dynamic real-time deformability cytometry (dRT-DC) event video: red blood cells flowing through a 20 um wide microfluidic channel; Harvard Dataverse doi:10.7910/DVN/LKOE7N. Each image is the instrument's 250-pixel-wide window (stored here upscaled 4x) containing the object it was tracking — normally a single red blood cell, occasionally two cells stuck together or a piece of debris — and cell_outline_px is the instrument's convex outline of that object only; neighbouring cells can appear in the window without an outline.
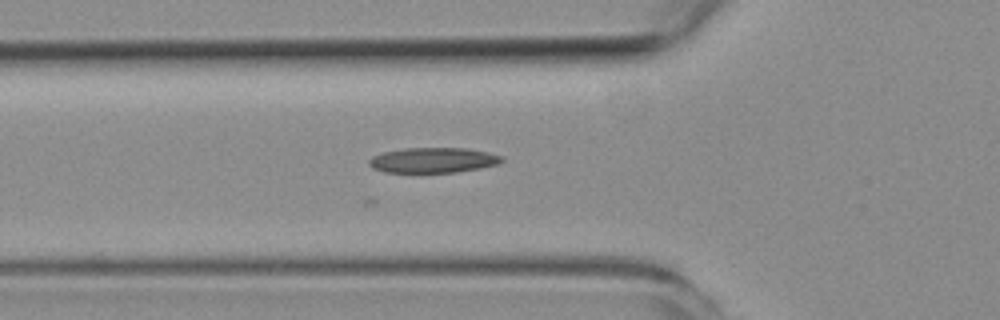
{"species": "common noctule bat (a hibernating species)", "species_latin": "Nyctalus noctula", "temperature_condition": "room temperature", "stored_images_in_passage": 2, "camera_frame_rate_fps": 3000, "um_per_image_px": 0.085, "animal": {"sex": "female", "body_mass_g": 19.3, "forearm_length_mm": 54.1}, "frame": {"image": 1, "passage_image": 2, "time_ms": 1.0, "image_size_px": [1000, 320], "cell_outline_px": [[504, 160], [496, 164], [480, 168], [456, 172], [412, 176], [384, 172], [372, 168], [368, 164], [368, 160], [372, 156], [384, 152], [404, 148], [468, 148], [488, 152], [504, 156]], "centroid_in_image_um": [36.74, 13.66], "position_along_channel_um": 89.1, "area_um2": 20.58}}